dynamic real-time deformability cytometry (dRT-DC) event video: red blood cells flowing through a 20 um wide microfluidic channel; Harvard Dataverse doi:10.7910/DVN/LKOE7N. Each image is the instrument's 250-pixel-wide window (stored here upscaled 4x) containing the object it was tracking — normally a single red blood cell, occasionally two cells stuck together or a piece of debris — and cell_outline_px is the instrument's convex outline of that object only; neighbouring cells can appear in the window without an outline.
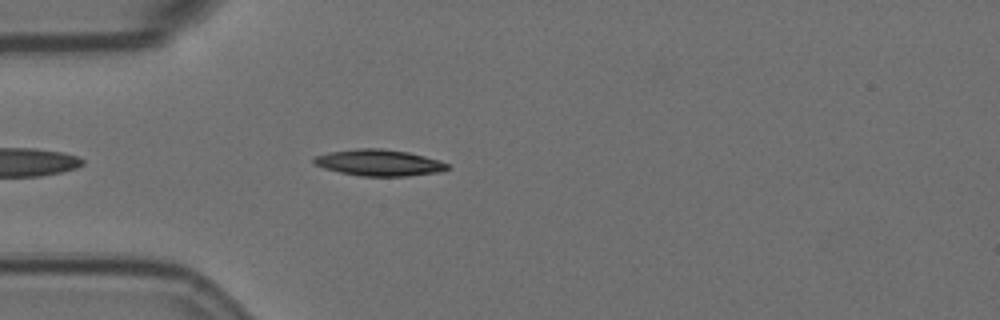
{"species": "Egyptian fruit bat (a non-hibernating species)", "species_latin": "Rousettus aegyptiacus", "temperature_condition": "room temperature", "stored_images_in_passage": 29, "camera_frame_rate_fps": 3000, "um_per_image_px": 0.085, "animal": {"sex": "female"}, "frame": {"image": 1, "passage_image": 4, "time_ms": 1.0, "image_size_px": [1000, 320], "cell_outline_px": [[452, 168], [440, 172], [408, 176], [360, 176], [340, 172], [324, 168], [316, 164], [312, 160], [316, 156], [328, 152], [356, 148], [380, 148], [408, 152], [440, 160], [448, 164]], "centroid_in_image_um": [32.25, 13.83], "position_along_channel_um": 52.7, "area_um2": 20.58}}
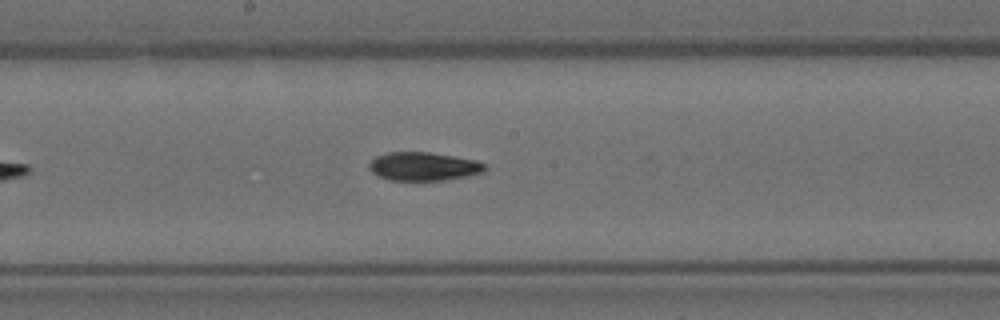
{"frame": {"image": 2, "passage_image": 18, "time_ms": 5.667, "image_size_px": [1000, 320], "cell_outline_px": [[488, 168], [484, 172], [468, 176], [444, 180], [388, 180], [372, 172], [368, 168], [368, 164], [376, 156], [388, 152], [428, 152], [456, 156], [476, 160], [488, 164]], "centroid_in_image_um": [36.05, 14.14], "position_along_channel_um": 212.2, "area_um2": 19.42}}
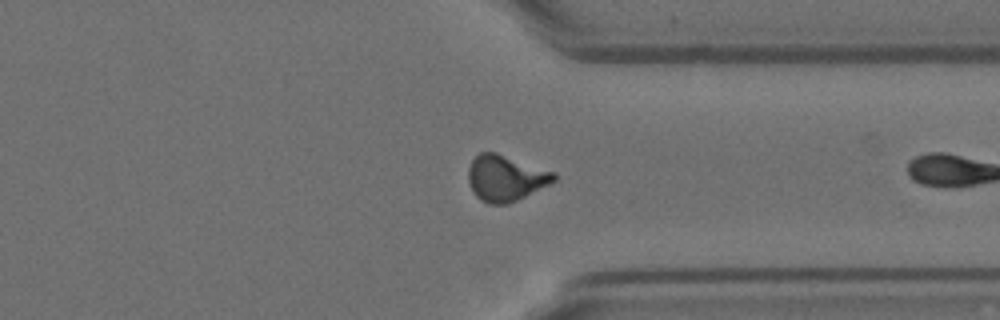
{"frame": {"image": 3, "passage_image": 28, "time_ms": 9.0, "image_size_px": [1000, 320], "cell_outline_px": [[556, 180], [508, 204], [488, 204], [480, 200], [472, 192], [468, 180], [468, 168], [472, 160], [480, 152], [496, 152], [556, 172]], "centroid_in_image_um": [42.94, 15.13], "position_along_channel_um": 368.5, "area_um2": 22.89}}